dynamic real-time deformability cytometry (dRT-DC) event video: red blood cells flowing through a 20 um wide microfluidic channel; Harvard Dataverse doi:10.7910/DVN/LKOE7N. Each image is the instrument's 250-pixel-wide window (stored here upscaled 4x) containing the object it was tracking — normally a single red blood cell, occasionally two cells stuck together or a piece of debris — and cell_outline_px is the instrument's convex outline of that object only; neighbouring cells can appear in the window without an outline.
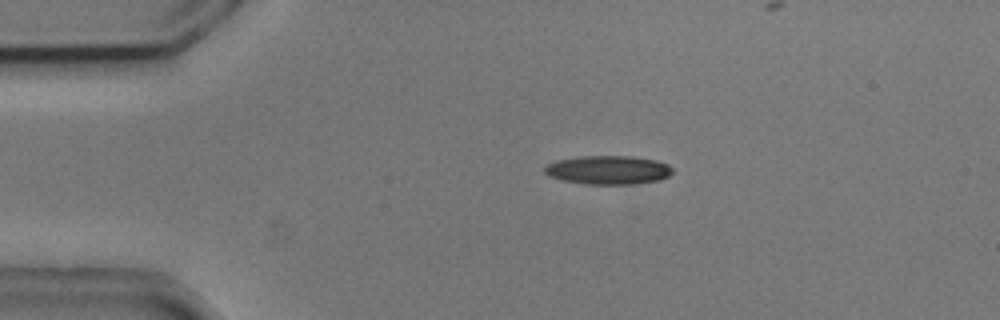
{"species": "common noctule bat (a hibernating species)", "species_latin": "Nyctalus noctula", "temperature_condition": "cold", "stored_images_in_passage": 40, "camera_frame_rate_fps": 3000, "um_per_image_px": 0.085, "animal": {"sex": "male", "body_mass_g": 20.5, "forearm_length_mm": 52.5}, "frame": {"image": 1, "passage_image": 4, "time_ms": 1.0, "image_size_px": [1000, 320], "cell_outline_px": [[672, 172], [668, 176], [660, 180], [632, 184], [588, 184], [560, 180], [548, 176], [544, 172], [544, 168], [548, 164], [556, 160], [580, 156], [632, 156], [656, 160], [668, 164], [672, 168]], "centroid_in_image_um": [51.68, 14.44], "position_along_channel_um": 33.3, "area_um2": 21.5}}
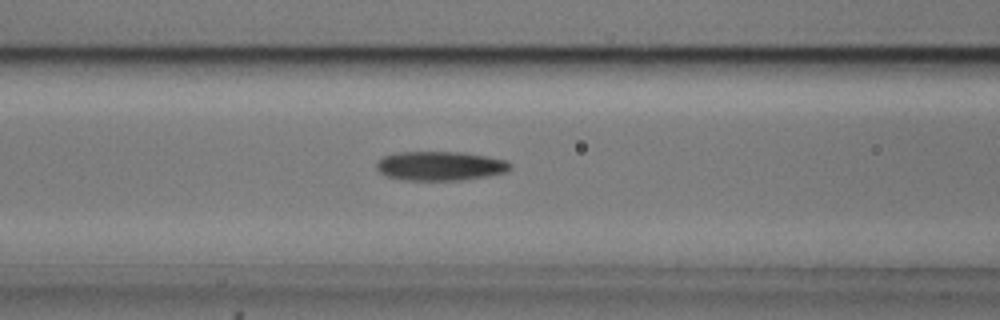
{"frame": {"image": 2, "passage_image": 15, "time_ms": 4.667, "image_size_px": [1000, 320], "cell_outline_px": [[512, 168], [504, 172], [488, 176], [460, 180], [404, 180], [384, 176], [376, 168], [376, 160], [384, 156], [396, 152], [464, 152], [488, 156], [508, 160], [512, 164]], "centroid_in_image_um": [37.41, 14.1], "position_along_channel_um": 129.2, "area_um2": 23.06}}
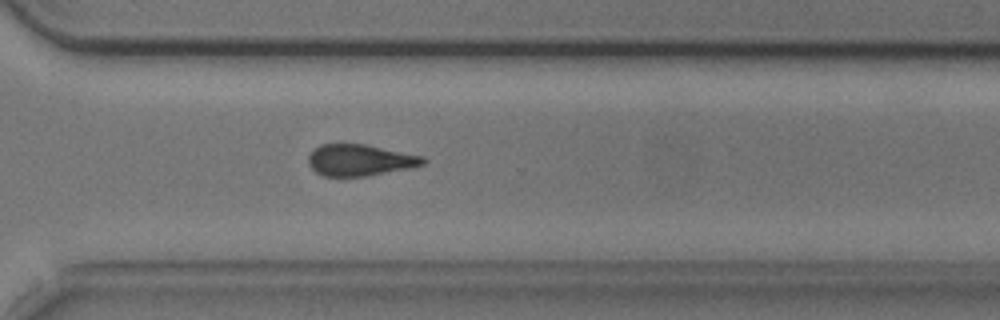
{"frame": {"image": 3, "passage_image": 32, "time_ms": 10.333, "image_size_px": [1000, 320], "cell_outline_px": [[428, 160], [424, 164], [412, 168], [364, 176], [324, 176], [316, 172], [308, 164], [308, 156], [320, 144], [364, 144], [424, 156]], "centroid_in_image_um": [30.62, 13.61], "position_along_channel_um": 340.0, "area_um2": 20.98}}